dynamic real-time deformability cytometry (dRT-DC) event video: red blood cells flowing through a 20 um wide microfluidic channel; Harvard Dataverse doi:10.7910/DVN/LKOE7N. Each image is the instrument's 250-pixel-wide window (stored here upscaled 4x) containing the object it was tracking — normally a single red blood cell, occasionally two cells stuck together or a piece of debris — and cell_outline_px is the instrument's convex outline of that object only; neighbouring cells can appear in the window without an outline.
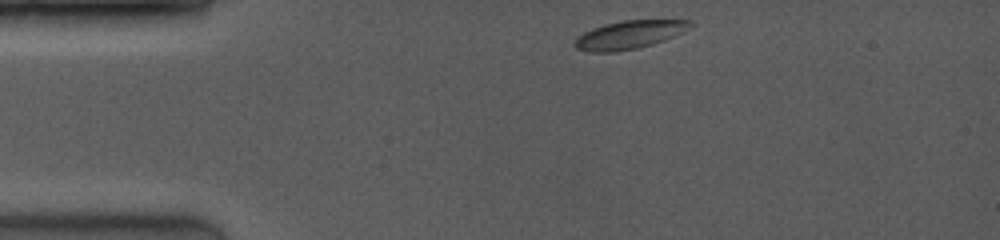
{"species": "common noctule bat (a hibernating species)", "species_latin": "Nyctalus noctula", "temperature_condition": "room temperature", "stored_images_in_passage": 48, "camera_frame_rate_fps": 4000, "um_per_image_px": 0.085, "animal": {"sex": "female", "body_mass_g": 19.0, "forearm_length_mm": 53.3}, "frame": {"image": 1, "passage_image": 1, "time_ms": 0.0, "image_size_px": [1000, 240], "cell_outline_px": [[692, 24], [688, 28], [664, 40], [652, 44], [636, 48], [616, 52], [592, 52], [576, 48], [572, 44], [576, 36], [592, 28], [604, 24], [620, 20], [692, 20]], "centroid_in_image_um": [53.41, 2.95], "position_along_channel_um": 31.6, "area_um2": 18.9}}
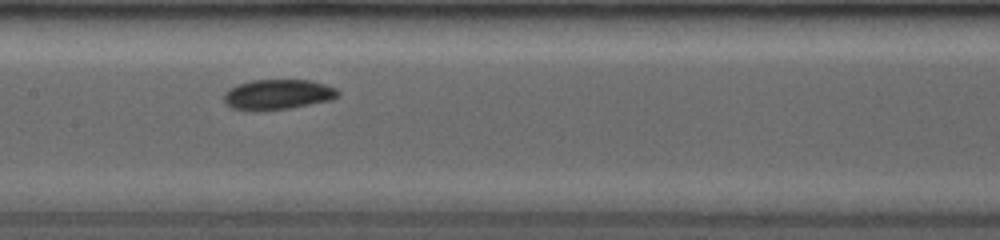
{"frame": {"image": 2, "passage_image": 21, "time_ms": 5.0, "image_size_px": [1000, 240], "cell_outline_px": [[340, 96], [332, 100], [288, 108], [256, 112], [232, 108], [224, 100], [224, 92], [240, 84], [256, 80], [308, 80], [324, 84], [336, 88], [340, 92]], "centroid_in_image_um": [23.65, 8.05], "position_along_channel_um": 183.8, "area_um2": 20.0}}
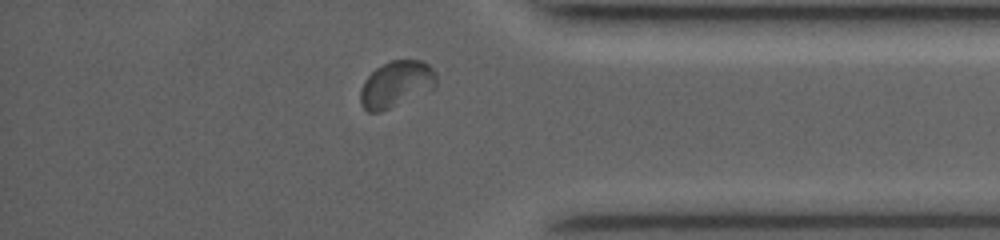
{"frame": {"image": 3, "passage_image": 43, "time_ms": 10.5, "image_size_px": [1000, 240], "cell_outline_px": [[436, 88], [380, 112], [368, 112], [360, 104], [360, 88], [364, 80], [376, 68], [392, 60], [420, 60], [428, 64], [436, 72]], "centroid_in_image_um": [33.68, 7.16], "position_along_channel_um": 401.5, "area_um2": 20.52}, "authors_computed_cell_mechanics": {"area_um2": 19.6231, "velocity_mm_per_s": 4.0416, "shape_relaxation_time_tau1_ms": 6.5648, "shape_relaxation_time_tau2_ms": 1.4302, "deformation_change_tau1": 0.0933, "deformation_change_tau2": 0.029}}